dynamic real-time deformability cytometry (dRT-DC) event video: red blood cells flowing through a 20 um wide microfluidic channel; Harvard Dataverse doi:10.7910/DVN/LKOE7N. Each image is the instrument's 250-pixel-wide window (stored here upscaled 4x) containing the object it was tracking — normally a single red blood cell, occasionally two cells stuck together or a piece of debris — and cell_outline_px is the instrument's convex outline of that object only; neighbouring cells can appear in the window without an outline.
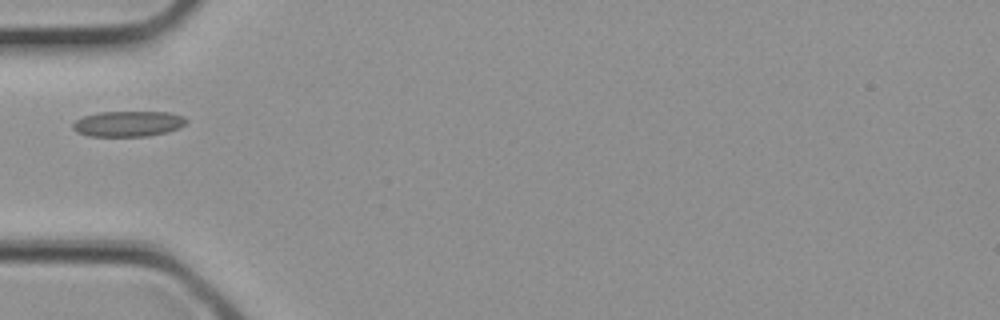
{"species": "common noctule bat (a hibernating species)", "species_latin": "Nyctalus noctula", "temperature_condition": "cold", "stored_images_in_passage": 1, "camera_frame_rate_fps": 3000, "um_per_image_px": 0.085, "animal": {"sex": "female", "body_mass_g": 21.9}, "frame": {"image": 1, "passage_image": 1, "time_ms": 0.0, "image_size_px": [1000, 320], "cell_outline_px": [[188, 120], [180, 128], [168, 132], [148, 136], [88, 136], [76, 132], [72, 128], [72, 124], [76, 120], [84, 116], [100, 112], [168, 112], [184, 116]], "centroid_in_image_um": [10.9, 10.52], "position_along_channel_um": 74.1, "area_um2": 16.99}}